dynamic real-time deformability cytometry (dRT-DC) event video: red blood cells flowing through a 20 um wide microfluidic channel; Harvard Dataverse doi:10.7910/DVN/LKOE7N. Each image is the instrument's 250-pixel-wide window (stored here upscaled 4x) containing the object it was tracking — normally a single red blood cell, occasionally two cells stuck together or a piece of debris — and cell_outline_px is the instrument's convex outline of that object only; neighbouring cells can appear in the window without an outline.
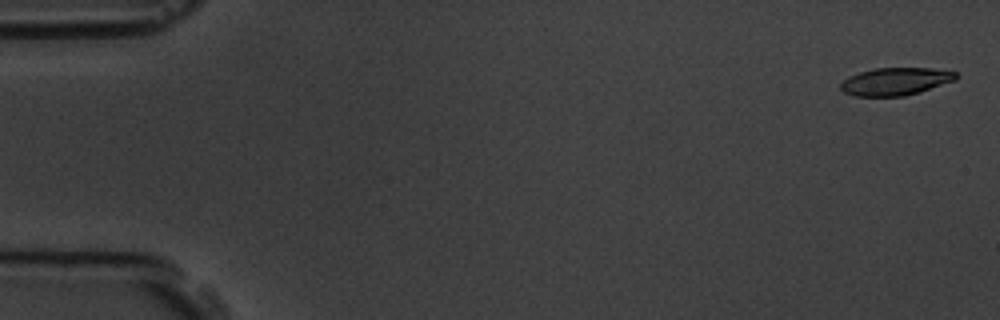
{"species": "common noctule bat (a hibernating species)", "species_latin": "Nyctalus noctula", "temperature_condition": "room temperature", "stored_images_in_passage": 4, "camera_frame_rate_fps": 3000, "um_per_image_px": 0.085, "animal": {"sex": "male", "body_mass_g": 19.5, "forearm_length_mm": 54.6}, "frame": {"image": 1, "passage_image": 1, "time_ms": 0.0, "image_size_px": [1000, 320], "cell_outline_px": [[960, 76], [956, 80], [920, 92], [904, 96], [856, 96], [844, 92], [840, 88], [840, 84], [848, 76], [860, 72], [876, 68], [932, 68], [956, 72]], "centroid_in_image_um": [76.14, 6.92], "position_along_channel_um": 8.9, "area_um2": 18.61}}